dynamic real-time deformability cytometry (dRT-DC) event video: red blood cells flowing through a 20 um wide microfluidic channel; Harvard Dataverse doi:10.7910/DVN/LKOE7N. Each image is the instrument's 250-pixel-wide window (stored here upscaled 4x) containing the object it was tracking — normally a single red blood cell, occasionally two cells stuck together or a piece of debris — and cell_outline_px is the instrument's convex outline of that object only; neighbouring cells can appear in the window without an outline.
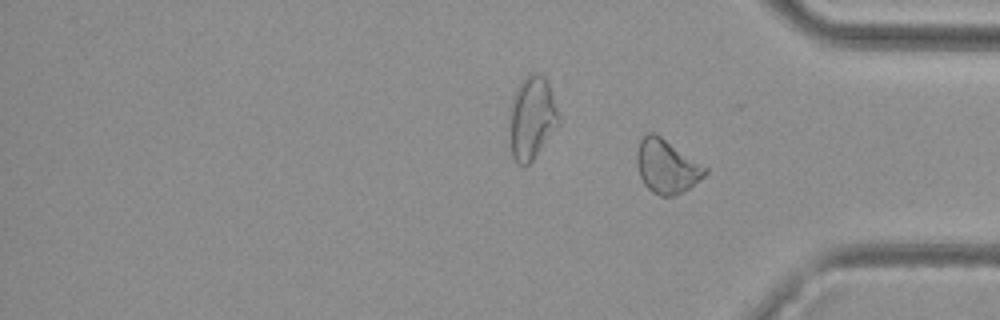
{"species": "common noctule bat (a hibernating species)", "species_latin": "Nyctalus noctula", "temperature_condition": "cold", "stored_images_in_passage": 31, "camera_frame_rate_fps": 3000, "um_per_image_px": 0.085, "animal": {"sex": "female", "body_mass_g": 29.2, "forearm_length_mm": 56.3}, "frame": {"image": 1, "passage_image": 31, "time_ms": 10.0, "image_size_px": [1000, 320], "cell_outline_px": [[708, 172], [704, 176], [688, 188], [672, 196], [660, 196], [652, 192], [644, 184], [640, 176], [636, 164], [636, 152], [640, 140], [648, 132], [652, 132], [660, 136], [708, 168]], "centroid_in_image_um": [56.64, 14.14], "position_along_channel_um": 378.6, "area_um2": 21.1}}